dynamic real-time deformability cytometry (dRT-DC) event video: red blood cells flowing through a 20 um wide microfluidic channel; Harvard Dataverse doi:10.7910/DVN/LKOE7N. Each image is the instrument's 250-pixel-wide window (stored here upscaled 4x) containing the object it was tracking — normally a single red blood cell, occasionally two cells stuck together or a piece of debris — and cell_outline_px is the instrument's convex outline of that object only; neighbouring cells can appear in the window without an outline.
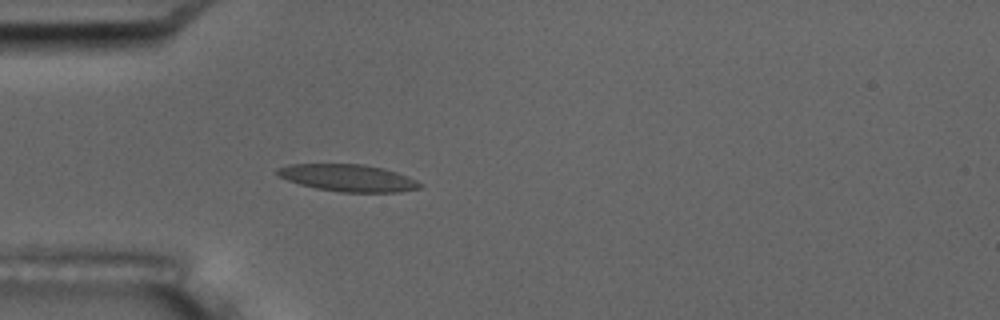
{"species": "common noctule bat (a hibernating species)", "species_latin": "Nyctalus noctula", "temperature_condition": "room temperature", "stored_images_in_passage": 4, "camera_frame_rate_fps": 3000, "um_per_image_px": 0.085, "animal": {"sex": "male", "body_mass_g": 17.5, "forearm_length_mm": 52.3}, "frame": {"image": 1, "passage_image": 4, "time_ms": 3.333, "image_size_px": [1000, 320], "cell_outline_px": [[424, 184], [420, 188], [400, 192], [340, 192], [316, 188], [300, 184], [288, 180], [280, 176], [276, 172], [276, 168], [288, 164], [364, 164], [384, 168], [408, 176]], "centroid_in_image_um": [29.61, 15.12], "position_along_channel_um": 55.4, "area_um2": 22.54}}